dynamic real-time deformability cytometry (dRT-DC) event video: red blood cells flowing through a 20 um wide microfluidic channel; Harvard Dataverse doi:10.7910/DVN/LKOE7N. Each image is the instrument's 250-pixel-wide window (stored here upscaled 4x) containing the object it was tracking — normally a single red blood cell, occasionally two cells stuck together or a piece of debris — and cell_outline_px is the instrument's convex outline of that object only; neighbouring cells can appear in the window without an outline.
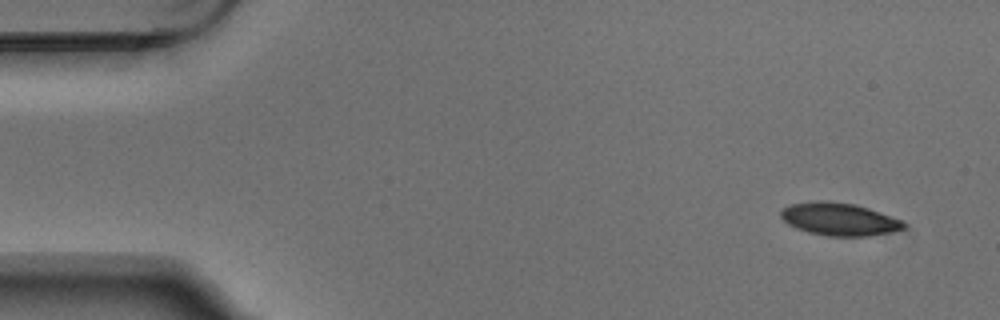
{"species": "Egyptian fruit bat (a non-hibernating species)", "species_latin": "Rousettus aegyptiacus", "temperature_condition": "warm", "stored_images_in_passage": 5, "camera_frame_rate_fps": 3000, "um_per_image_px": 0.085, "animal": {"sex": "male"}, "frame": {"image": 1, "passage_image": 5, "time_ms": 1.333, "image_size_px": [1000, 320], "cell_outline_px": [[904, 228], [896, 232], [868, 236], [828, 236], [808, 232], [796, 228], [788, 224], [780, 216], [780, 212], [784, 208], [792, 204], [820, 200], [828, 200], [856, 204], [868, 208], [900, 220], [904, 224]], "centroid_in_image_um": [71.32, 18.63], "position_along_channel_um": 13.7, "area_um2": 23.35}}